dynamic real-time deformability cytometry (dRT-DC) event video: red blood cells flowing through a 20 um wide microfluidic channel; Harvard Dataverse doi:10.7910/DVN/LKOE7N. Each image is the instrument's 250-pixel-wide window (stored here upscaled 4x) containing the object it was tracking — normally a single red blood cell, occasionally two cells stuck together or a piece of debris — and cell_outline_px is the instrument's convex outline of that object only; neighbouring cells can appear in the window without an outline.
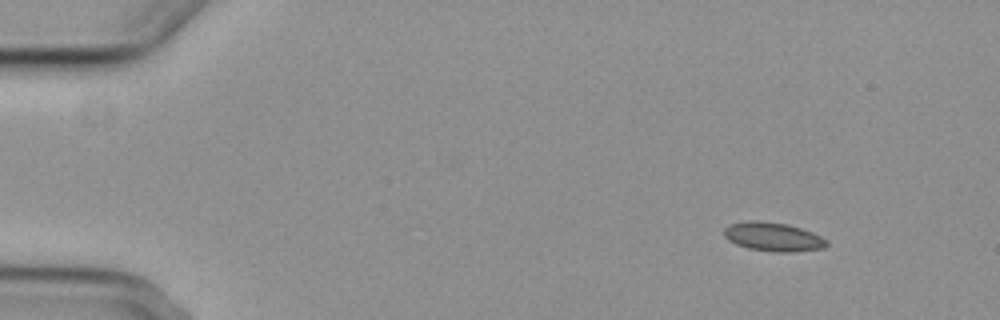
{"species": "common noctule bat (a hibernating species)", "species_latin": "Nyctalus noctula", "temperature_condition": "cold", "stored_images_in_passage": 3, "camera_frame_rate_fps": 3000, "um_per_image_px": 0.085, "animal": {"sex": "female", "body_mass_g": 29.2, "forearm_length_mm": 56.3}, "frame": {"image": 1, "passage_image": 1, "time_ms": 0.0, "image_size_px": [1000, 320], "cell_outline_px": [[828, 244], [824, 248], [792, 252], [772, 252], [748, 248], [736, 244], [728, 240], [724, 236], [724, 228], [732, 224], [744, 220], [756, 220], [788, 224], [812, 232], [828, 240]], "centroid_in_image_um": [65.71, 20.13], "position_along_channel_um": 19.3, "area_um2": 17.34}}